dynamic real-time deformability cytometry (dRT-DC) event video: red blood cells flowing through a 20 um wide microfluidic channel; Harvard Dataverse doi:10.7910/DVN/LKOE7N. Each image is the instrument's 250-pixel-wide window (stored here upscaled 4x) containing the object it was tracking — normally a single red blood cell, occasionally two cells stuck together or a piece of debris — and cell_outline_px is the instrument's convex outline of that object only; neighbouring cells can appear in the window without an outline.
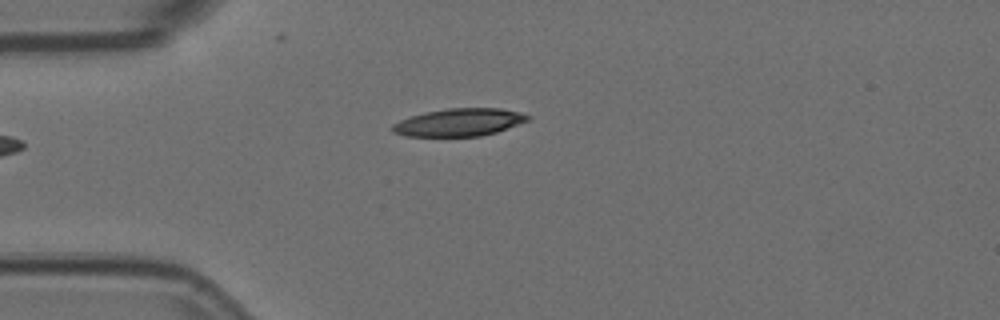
{"species": "Egyptian fruit bat (a non-hibernating species)", "species_latin": "Rousettus aegyptiacus", "temperature_condition": "room temperature", "stored_images_in_passage": 4, "camera_frame_rate_fps": 3000, "um_per_image_px": 0.085, "animal": {"sex": "female"}, "frame": {"image": 1, "passage_image": 4, "time_ms": 1.0, "image_size_px": [1000, 320], "cell_outline_px": [[532, 116], [528, 120], [496, 132], [480, 136], [404, 136], [392, 132], [392, 124], [400, 120], [412, 116], [428, 112], [448, 108], [500, 108], [520, 112]], "centroid_in_image_um": [39.03, 10.4], "position_along_channel_um": 46.0, "area_um2": 21.62}}